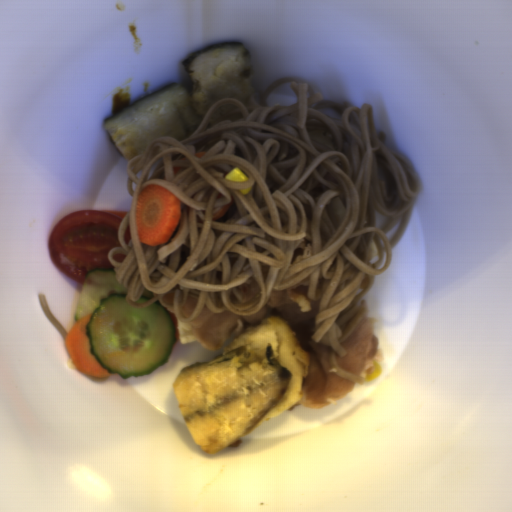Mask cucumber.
Instances as JSON below:
<instances>
[{"mask_svg":"<svg viewBox=\"0 0 512 512\" xmlns=\"http://www.w3.org/2000/svg\"><path fill=\"white\" fill-rule=\"evenodd\" d=\"M126 293L114 269L96 266L84 273L73 314L76 322L92 313L84 327L89 353L110 375L123 380L150 376L169 362L177 341L174 321L163 305L155 301L134 307Z\"/></svg>","mask_w":512,"mask_h":512,"instance_id":"1","label":"cucumber"}]
</instances>
